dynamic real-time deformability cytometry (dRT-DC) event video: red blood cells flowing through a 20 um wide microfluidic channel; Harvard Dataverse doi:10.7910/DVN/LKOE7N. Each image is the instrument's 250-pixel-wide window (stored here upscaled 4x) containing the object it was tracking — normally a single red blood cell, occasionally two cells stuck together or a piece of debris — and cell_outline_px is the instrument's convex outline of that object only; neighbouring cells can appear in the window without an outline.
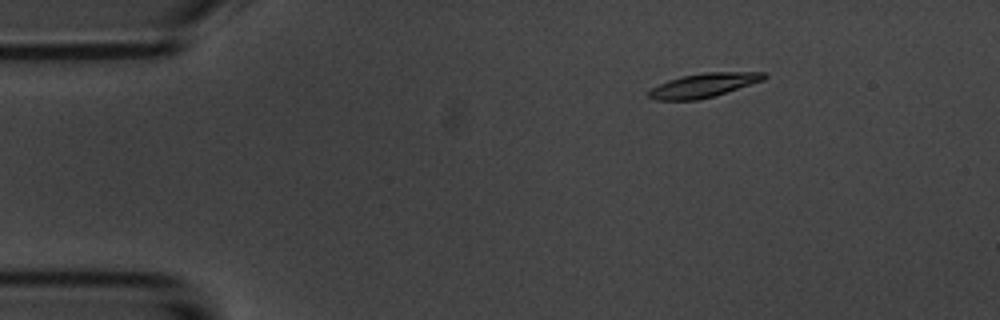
{"species": "common noctule bat (a hibernating species)", "species_latin": "Nyctalus noctula", "temperature_condition": "room temperature", "stored_images_in_passage": 5, "camera_frame_rate_fps": 3000, "um_per_image_px": 0.085, "animal": {"sex": "male", "body_mass_g": 20.1, "forearm_length_mm": 53.5}, "frame": {"image": 1, "passage_image": 3, "time_ms": 2.0, "image_size_px": [1000, 320], "cell_outline_px": [[768, 76], [764, 80], [712, 96], [696, 100], [656, 100], [648, 96], [648, 92], [652, 88], [668, 80], [684, 76], [704, 72], [764, 72]], "centroid_in_image_um": [59.81, 7.24], "position_along_channel_um": 25.2, "area_um2": 15.84}}